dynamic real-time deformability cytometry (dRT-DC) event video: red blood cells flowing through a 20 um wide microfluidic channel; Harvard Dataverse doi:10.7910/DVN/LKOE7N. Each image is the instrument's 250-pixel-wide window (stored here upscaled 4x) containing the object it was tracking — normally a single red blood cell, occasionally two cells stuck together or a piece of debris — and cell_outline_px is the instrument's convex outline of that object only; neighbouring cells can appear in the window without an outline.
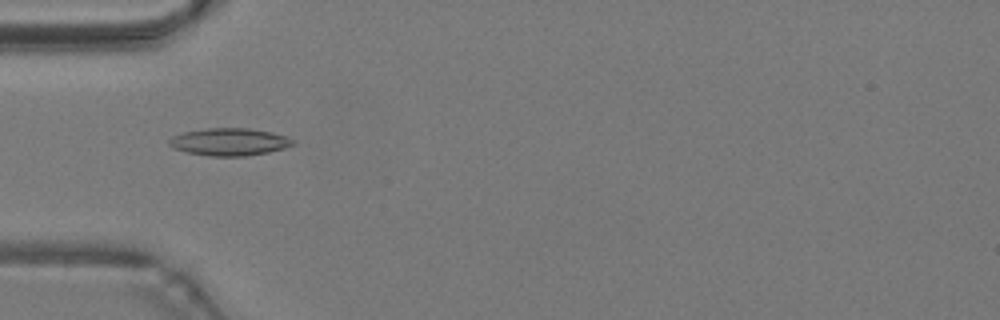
{"species": "common noctule bat (a hibernating species)", "species_latin": "Nyctalus noctula", "temperature_condition": "warm", "stored_images_in_passage": 39, "camera_frame_rate_fps": 3000, "um_per_image_px": 0.085, "animal": {"sex": "male", "body_mass_g": 19.2, "forearm_length_mm": 51.8}, "frame": {"image": 1, "passage_image": 6, "time_ms": 1.667, "image_size_px": [1000, 320], "cell_outline_px": [[296, 144], [284, 148], [268, 152], [248, 156], [208, 156], [188, 152], [172, 148], [168, 144], [168, 140], [172, 136], [184, 132], [208, 128], [248, 128], [272, 132], [288, 136], [296, 140]], "centroid_in_image_um": [19.53, 12.06], "position_along_channel_um": 65.5, "area_um2": 20.0}}
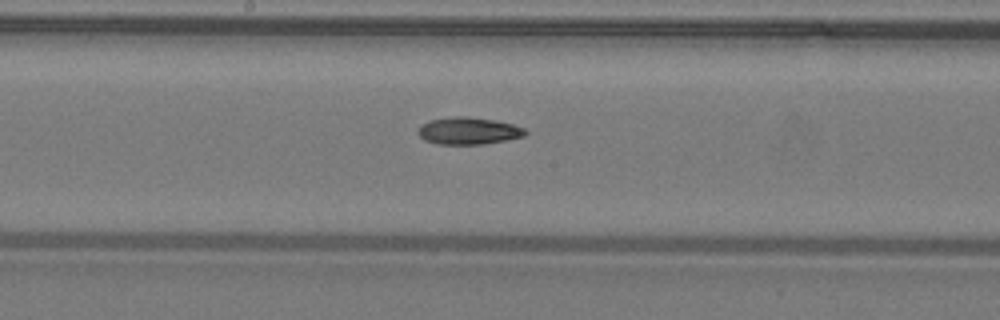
{"frame": {"image": 2, "passage_image": 16, "time_ms": 5.0, "image_size_px": [1000, 320], "cell_outline_px": [[528, 132], [524, 136], [508, 140], [484, 144], [436, 144], [424, 140], [416, 132], [420, 124], [432, 120], [456, 116], [468, 116], [496, 120], [512, 124], [524, 128]], "centroid_in_image_um": [39.82, 11.12], "position_along_channel_um": 208.4, "area_um2": 17.11}}
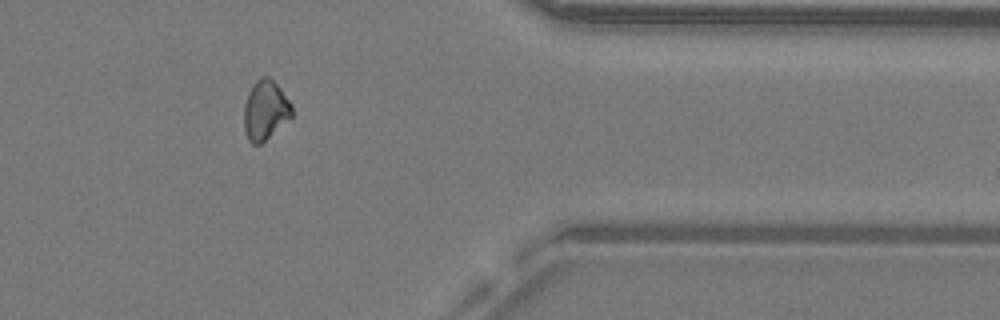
{"frame": {"image": 3, "passage_image": 30, "time_ms": 9.667, "image_size_px": [1000, 320], "cell_outline_px": [[292, 116], [260, 144], [252, 144], [248, 140], [244, 128], [244, 104], [248, 92], [252, 84], [260, 76], [268, 76], [280, 88], [292, 104]], "centroid_in_image_um": [22.53, 9.34], "position_along_channel_um": 388.9, "area_um2": 16.53}, "authors_computed_cell_mechanics": {"area_um2": 16.8776, "velocity_mm_per_s": 4.2757, "shape_relaxation_time_tau1_ms": 6.939, "shape_relaxation_time_tau2_ms": null, "deformation_change_tau1": 0.1529, "deformation_change_tau2": null}}